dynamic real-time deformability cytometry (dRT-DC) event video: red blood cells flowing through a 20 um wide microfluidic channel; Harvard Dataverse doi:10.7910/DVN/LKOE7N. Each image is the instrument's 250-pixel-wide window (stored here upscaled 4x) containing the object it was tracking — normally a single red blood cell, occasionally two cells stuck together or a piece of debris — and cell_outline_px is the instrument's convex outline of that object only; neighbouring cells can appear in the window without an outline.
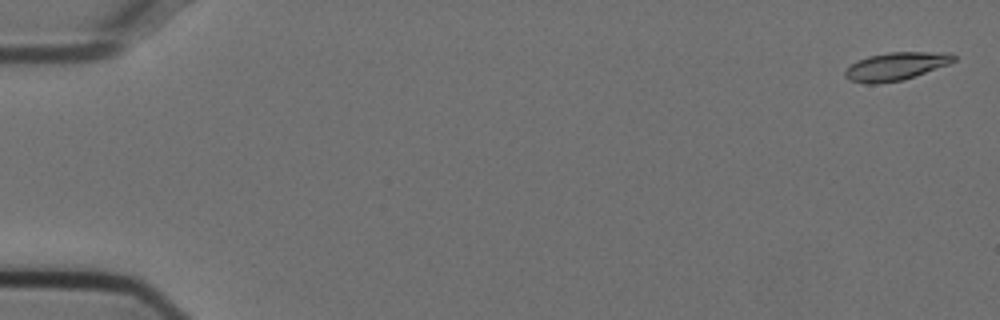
{"species": "Egyptian fruit bat (a non-hibernating species)", "species_latin": "Rousettus aegyptiacus", "temperature_condition": "cold", "stored_images_in_passage": 51, "camera_frame_rate_fps": 3000, "um_per_image_px": 0.085, "animal": {"sex": "female"}, "frame": {"image": 1, "passage_image": 2, "time_ms": 0.333, "image_size_px": [1000, 320], "cell_outline_px": [[956, 60], [948, 64], [904, 80], [876, 84], [868, 84], [848, 80], [844, 76], [844, 72], [852, 64], [868, 56], [888, 52], [952, 52], [956, 56]], "centroid_in_image_um": [76.17, 5.63], "position_along_channel_um": 8.8, "area_um2": 17.74}}
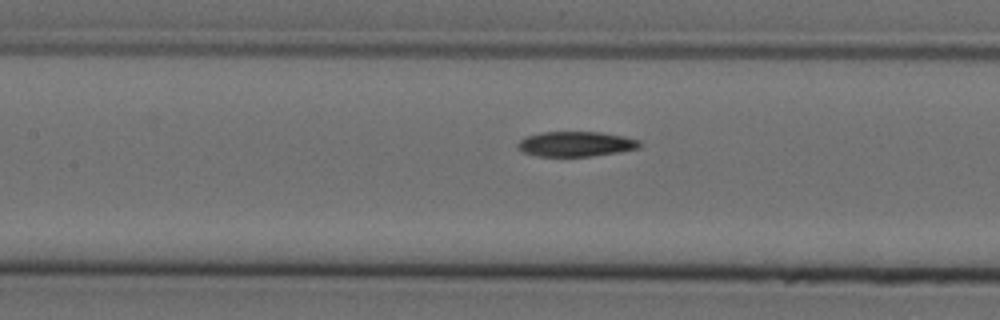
{"frame": {"image": 2, "passage_image": 26, "time_ms": 8.333, "image_size_px": [1000, 320], "cell_outline_px": [[640, 148], [620, 152], [592, 156], [536, 156], [524, 152], [516, 148], [516, 144], [520, 140], [528, 136], [540, 132], [600, 132], [624, 136], [640, 140]], "centroid_in_image_um": [48.95, 12.24], "position_along_channel_um": 158.4, "area_um2": 17.86}}
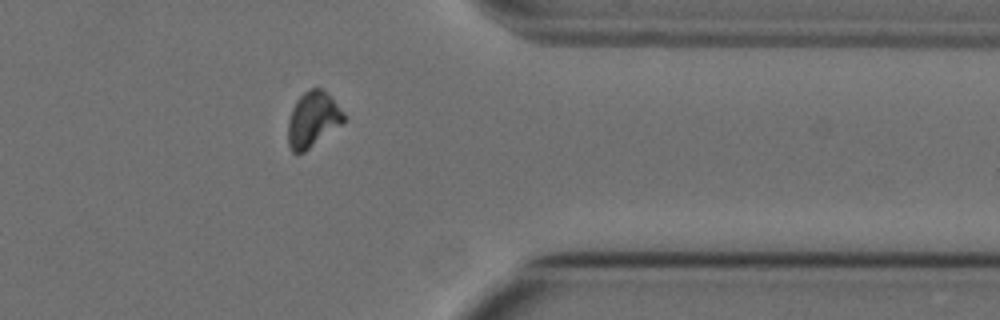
{"frame": {"image": 3, "passage_image": 45, "time_ms": 14.667, "image_size_px": [1000, 320], "cell_outline_px": [[348, 120], [344, 124], [304, 152], [292, 152], [288, 144], [288, 120], [292, 108], [296, 100], [308, 88], [324, 88], [332, 96], [344, 112]], "centroid_in_image_um": [26.64, 10.12], "position_along_channel_um": 384.8, "area_um2": 18.55}}